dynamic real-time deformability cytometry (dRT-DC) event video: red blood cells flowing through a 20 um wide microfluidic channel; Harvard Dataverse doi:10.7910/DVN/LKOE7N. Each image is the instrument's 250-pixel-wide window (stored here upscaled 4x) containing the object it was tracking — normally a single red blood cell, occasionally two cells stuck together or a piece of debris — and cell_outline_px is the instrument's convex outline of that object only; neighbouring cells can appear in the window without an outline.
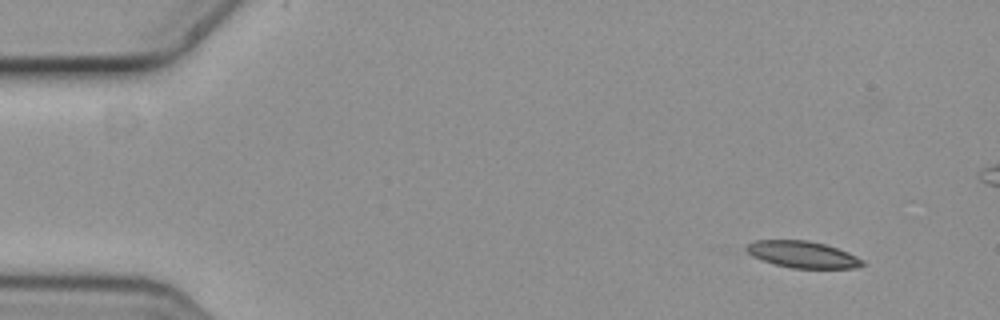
{"species": "common noctule bat (a hibernating species)", "species_latin": "Nyctalus noctula", "temperature_condition": "cold", "stored_images_in_passage": 6, "camera_frame_rate_fps": 3000, "um_per_image_px": 0.085, "animal": {"sex": "female", "body_mass_g": 19.3, "forearm_length_mm": 54.1}, "frame": {"image": 1, "passage_image": 1, "time_ms": 0.0, "image_size_px": [1000, 320], "cell_outline_px": [[868, 264], [856, 268], [792, 268], [776, 264], [752, 256], [744, 248], [752, 240], [808, 240], [824, 244], [848, 252], [864, 260]], "centroid_in_image_um": [68.25, 21.63], "position_along_channel_um": 16.7, "area_um2": 18.03}}
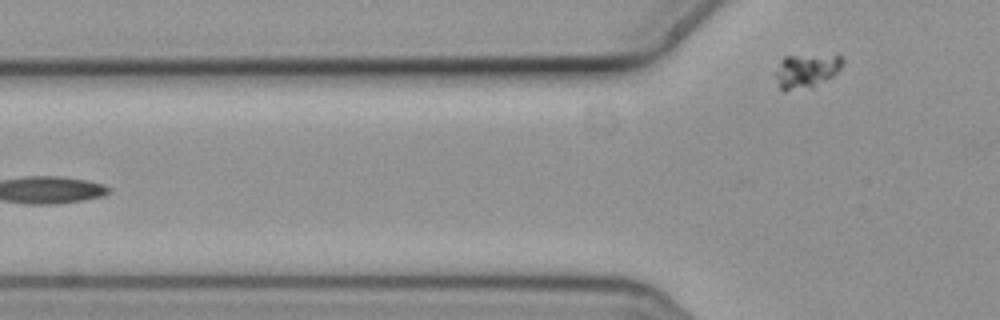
{"frame": {"image": 2, "passage_image": 6, "time_ms": 1.667, "image_size_px": [1000, 320], "cell_outline_px": [[844, 60], [840, 68], [832, 76], [812, 88], [784, 92], [780, 88], [776, 76], [776, 72], [780, 60], [784, 56], [836, 52]], "centroid_in_image_um": [68.57, 5.98], "position_along_channel_um": 57.2, "area_um2": 13.93}}